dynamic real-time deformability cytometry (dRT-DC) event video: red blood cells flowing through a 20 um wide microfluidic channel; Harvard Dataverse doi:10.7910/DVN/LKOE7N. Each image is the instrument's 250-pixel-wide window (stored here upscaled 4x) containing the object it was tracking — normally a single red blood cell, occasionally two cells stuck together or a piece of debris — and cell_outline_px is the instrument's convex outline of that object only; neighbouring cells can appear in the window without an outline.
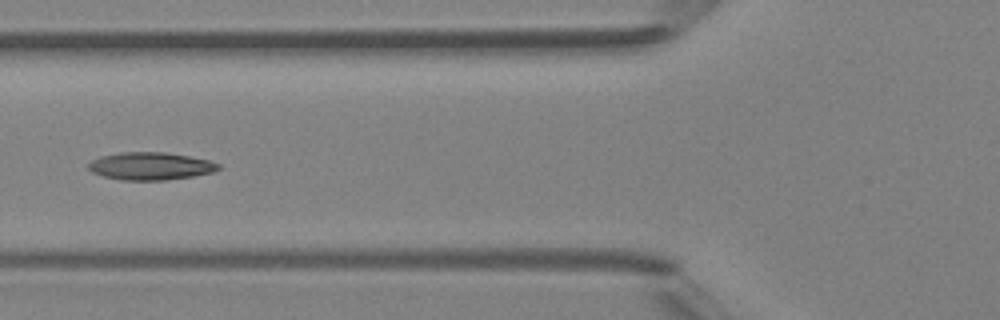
{"species": "Egyptian fruit bat (a non-hibernating species)", "species_latin": "Rousettus aegyptiacus", "temperature_condition": "room temperature", "stored_images_in_passage": 6, "camera_frame_rate_fps": 3000, "um_per_image_px": 0.085, "animal": {"sex": "female"}, "frame": {"image": 1, "passage_image": 6, "time_ms": 5.667, "image_size_px": [1000, 320], "cell_outline_px": [[220, 168], [212, 172], [192, 176], [164, 180], [120, 180], [104, 176], [92, 172], [88, 168], [88, 164], [92, 160], [100, 156], [120, 152], [164, 152], [188, 156], [208, 160], [220, 164]], "centroid_in_image_um": [12.76, 14.11], "position_along_channel_um": 113.0, "area_um2": 20.81}}